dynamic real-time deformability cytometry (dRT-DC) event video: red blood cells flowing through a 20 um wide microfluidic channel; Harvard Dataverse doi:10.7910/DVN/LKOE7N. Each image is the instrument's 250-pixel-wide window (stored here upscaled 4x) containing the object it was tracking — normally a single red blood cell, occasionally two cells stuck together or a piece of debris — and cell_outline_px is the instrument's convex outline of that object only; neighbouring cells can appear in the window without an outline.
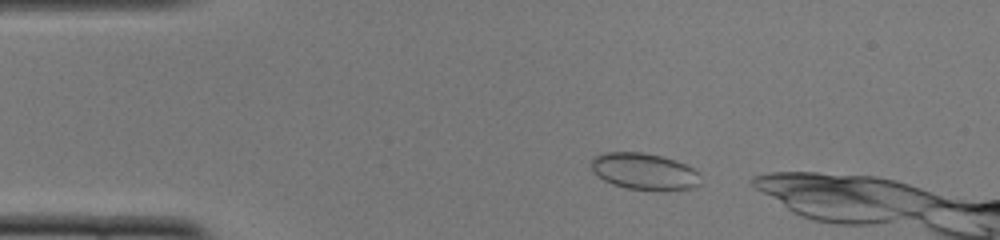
{"species": "common noctule bat (a hibernating species)", "species_latin": "Nyctalus noctula", "temperature_condition": "cold", "stored_images_in_passage": 40, "camera_frame_rate_fps": 3000, "um_per_image_px": 0.085, "animal": {"sex": "female", "body_mass_g": 22.0, "forearm_length_mm": 56.7}, "frame": {"image": 1, "passage_image": 4, "time_ms": 1.0, "image_size_px": [1000, 240], "cell_outline_px": [[700, 184], [688, 188], [628, 188], [612, 184], [604, 180], [592, 168], [592, 160], [596, 156], [604, 152], [644, 152], [660, 156], [684, 164], [692, 168], [696, 172]], "centroid_in_image_um": [54.7, 14.53], "position_along_channel_um": 30.3, "area_um2": 22.14}}
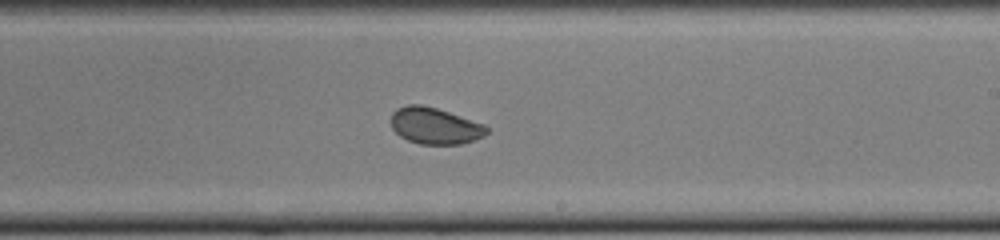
{"frame": {"image": 2, "passage_image": 25, "time_ms": 8.0, "image_size_px": [1000, 240], "cell_outline_px": [[488, 132], [484, 136], [460, 144], [420, 144], [408, 140], [400, 136], [392, 128], [392, 112], [396, 108], [408, 104], [420, 104], [436, 108], [484, 124], [488, 128]], "centroid_in_image_um": [36.95, 10.69], "position_along_channel_um": 252.1, "area_um2": 20.17}}
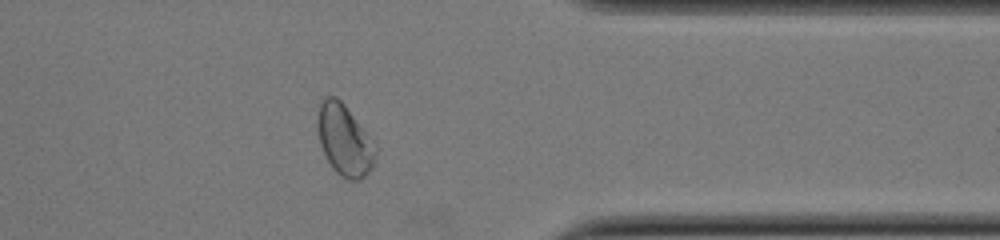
{"frame": {"image": 3, "passage_image": 36, "time_ms": 11.667, "image_size_px": [1000, 240], "cell_outline_px": [[376, 156], [372, 168], [360, 180], [348, 180], [336, 172], [332, 168], [320, 144], [316, 124], [316, 120], [320, 104], [328, 96], [336, 96], [344, 104], [364, 132], [376, 152]], "centroid_in_image_um": [29.23, 11.93], "position_along_channel_um": 382.2, "area_um2": 23.24}, "authors_computed_cell_mechanics": {"area_um2": 20.8947, "velocity_mm_per_s": 3.8497, "shape_relaxation_time_tau1_ms": 4.6517, "shape_relaxation_time_tau2_ms": 1.2467, "deformation_change_tau1": 0.0683, "deformation_change_tau2": 0.0451}}